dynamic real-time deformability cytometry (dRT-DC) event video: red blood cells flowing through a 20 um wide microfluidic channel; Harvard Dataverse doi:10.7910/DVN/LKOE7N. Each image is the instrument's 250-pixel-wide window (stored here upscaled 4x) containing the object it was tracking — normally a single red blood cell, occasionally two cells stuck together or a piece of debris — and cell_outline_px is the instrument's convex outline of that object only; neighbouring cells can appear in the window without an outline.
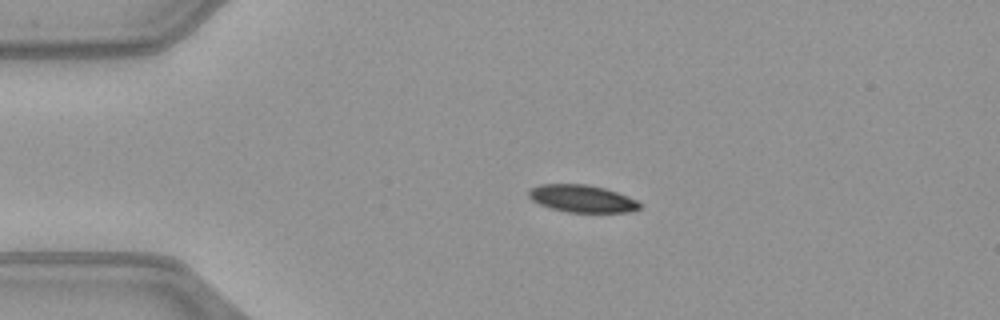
{"species": "common noctule bat (a hibernating species)", "species_latin": "Nyctalus noctula", "temperature_condition": "warm", "stored_images_in_passage": 18, "camera_frame_rate_fps": 3000, "um_per_image_px": 0.085, "animal": {"sex": "female", "body_mass_g": 21.9}, "frame": {"image": 1, "passage_image": 1, "time_ms": 0.0, "image_size_px": [1000, 320], "cell_outline_px": [[640, 208], [628, 212], [568, 212], [548, 208], [532, 200], [528, 196], [528, 192], [532, 188], [540, 184], [588, 184], [604, 188], [628, 196], [636, 200], [640, 204]], "centroid_in_image_um": [49.45, 16.88], "position_along_channel_um": 35.5, "area_um2": 17.63}}